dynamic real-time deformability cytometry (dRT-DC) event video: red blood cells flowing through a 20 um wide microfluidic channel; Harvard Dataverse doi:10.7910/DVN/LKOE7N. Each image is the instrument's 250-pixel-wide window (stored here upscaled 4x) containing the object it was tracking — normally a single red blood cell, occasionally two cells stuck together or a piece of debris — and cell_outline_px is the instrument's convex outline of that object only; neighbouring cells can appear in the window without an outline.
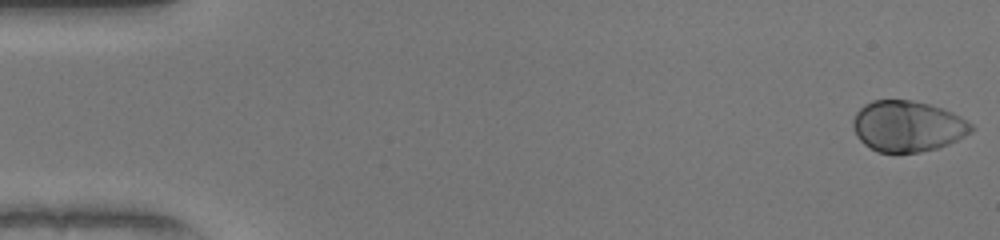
{"species": "human", "species_latin": "Homo sapiens", "temperature_condition": "warm", "stored_images_in_passage": 51, "camera_frame_rate_fps": 3000, "um_per_image_px": 0.085, "donor": {"sex": "female"}, "frame": {"image": 1, "passage_image": 1, "time_ms": 0.0, "image_size_px": [1000, 240], "cell_outline_px": [[976, 128], [972, 132], [948, 144], [936, 148], [920, 152], [876, 152], [864, 144], [856, 136], [852, 124], [852, 120], [856, 112], [864, 104], [872, 100], [912, 100], [944, 108], [968, 120]], "centroid_in_image_um": [77.14, 10.72], "position_along_channel_um": 7.9, "area_um2": 35.32}}
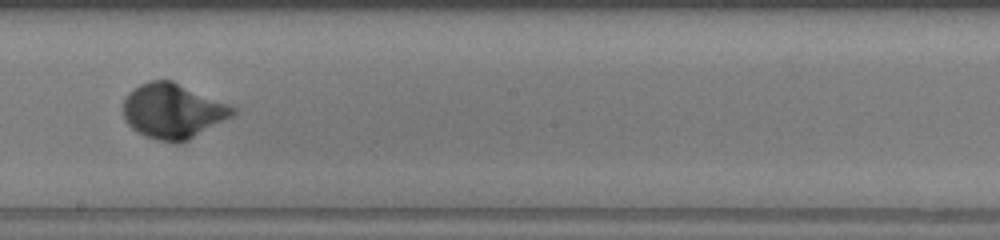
{"frame": {"image": 2, "passage_image": 29, "time_ms": 9.333, "image_size_px": [1000, 240], "cell_outline_px": [[236, 112], [232, 116], [188, 140], [180, 144], [176, 144], [156, 140], [144, 136], [136, 132], [124, 120], [124, 100], [128, 92], [140, 84], [148, 80], [172, 80], [236, 108]], "centroid_in_image_um": [14.65, 9.45], "position_along_channel_um": 233.5, "area_um2": 35.03}}
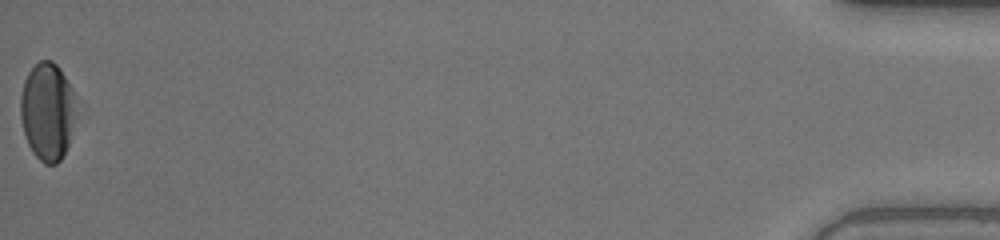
{"frame": {"image": 3, "passage_image": 51, "time_ms": 16.667, "image_size_px": [1000, 240], "cell_outline_px": [[84, 104], [68, 144], [60, 160], [56, 164], [44, 164], [32, 152], [28, 144], [24, 132], [20, 116], [20, 96], [24, 80], [28, 72], [40, 60], [52, 60], [60, 68]], "centroid_in_image_um": [4.14, 9.44], "position_along_channel_um": 431.1, "area_um2": 33.29}, "authors_computed_cell_mechanics": {"area_um2": 34.102, "velocity_mm_per_s": 4.0889, "shape_relaxation_time_tau1_ms": 2.1164, "shape_relaxation_time_tau2_ms": null, "deformation_change_tau1": 0.1744, "deformation_change_tau2": null}}